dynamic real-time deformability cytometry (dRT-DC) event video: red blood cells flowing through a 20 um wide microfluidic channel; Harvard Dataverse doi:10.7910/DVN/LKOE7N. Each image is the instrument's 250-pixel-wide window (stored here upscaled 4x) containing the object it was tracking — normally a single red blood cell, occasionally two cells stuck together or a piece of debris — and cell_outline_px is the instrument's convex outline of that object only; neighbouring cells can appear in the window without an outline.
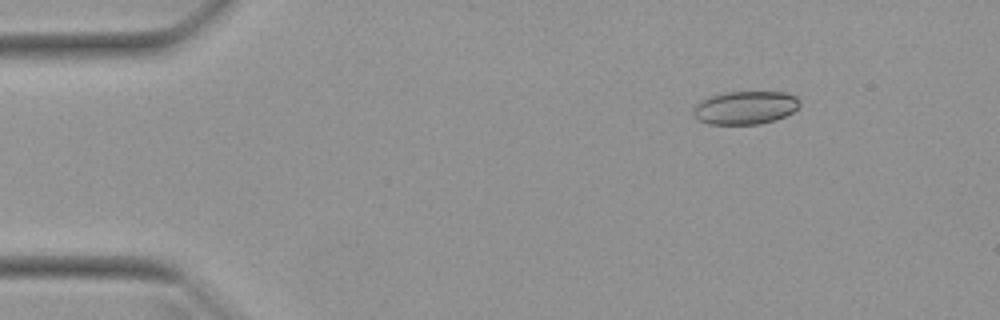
{"species": "Egyptian fruit bat (a non-hibernating species)", "species_latin": "Rousettus aegyptiacus", "temperature_condition": "warm", "stored_images_in_passage": 45, "camera_frame_rate_fps": 3000, "um_per_image_px": 0.085, "animal": {"sex": "female"}, "frame": {"image": 1, "passage_image": 1, "time_ms": 0.0, "image_size_px": [1000, 320], "cell_outline_px": [[800, 104], [792, 112], [776, 120], [760, 124], [708, 124], [700, 120], [692, 112], [692, 108], [696, 104], [712, 96], [728, 92], [788, 92], [796, 96], [800, 100]], "centroid_in_image_um": [63.38, 9.15], "position_along_channel_um": 21.6, "area_um2": 20.46}}
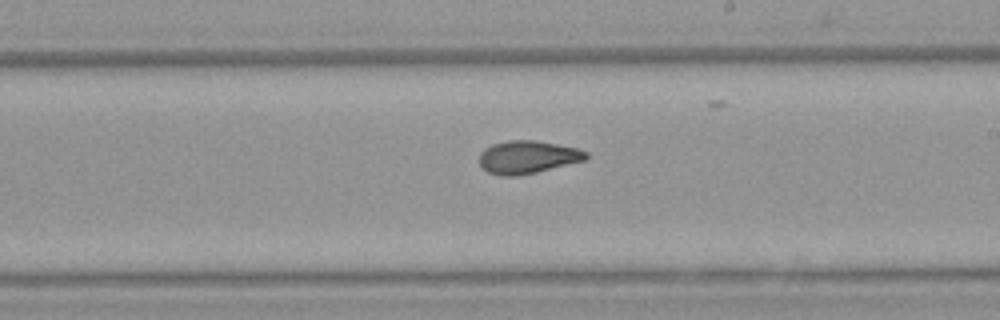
{"frame": {"image": 2, "passage_image": 24, "time_ms": 7.667, "image_size_px": [1000, 320], "cell_outline_px": [[588, 156], [584, 160], [536, 172], [516, 176], [504, 176], [488, 172], [480, 164], [480, 152], [484, 148], [492, 144], [508, 140], [536, 140], [576, 148], [588, 152]], "centroid_in_image_um": [44.82, 13.34], "position_along_channel_um": 244.2, "area_um2": 20.23}}
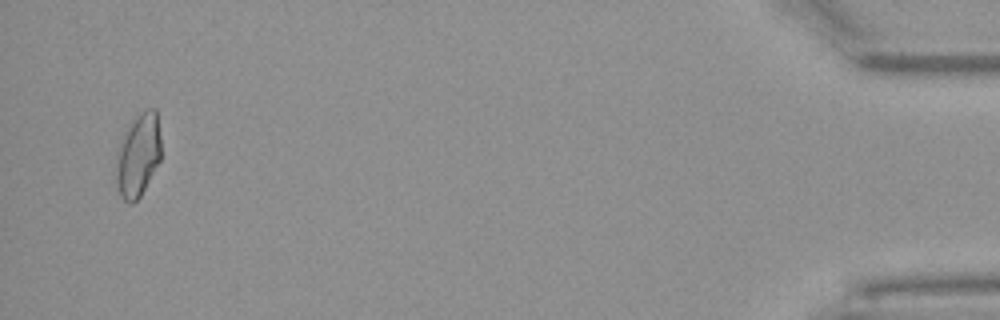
{"frame": {"image": 3, "passage_image": 44, "time_ms": 14.333, "image_size_px": [1000, 320], "cell_outline_px": [[160, 160], [140, 196], [132, 204], [128, 204], [120, 196], [116, 184], [116, 160], [120, 144], [128, 124], [144, 108], [156, 108], [160, 136]], "centroid_in_image_um": [11.74, 13.18], "position_along_channel_um": 423.5, "area_um2": 21.79}, "authors_computed_cell_mechanics": {"area_um2": 20.4612, "velocity_mm_per_s": 3.9774, "shape_relaxation_time_tau1_ms": 9.5255, "shape_relaxation_time_tau2_ms": 2.8926, "deformation_change_tau1": 0.2353, "deformation_change_tau2": 0.0929}}